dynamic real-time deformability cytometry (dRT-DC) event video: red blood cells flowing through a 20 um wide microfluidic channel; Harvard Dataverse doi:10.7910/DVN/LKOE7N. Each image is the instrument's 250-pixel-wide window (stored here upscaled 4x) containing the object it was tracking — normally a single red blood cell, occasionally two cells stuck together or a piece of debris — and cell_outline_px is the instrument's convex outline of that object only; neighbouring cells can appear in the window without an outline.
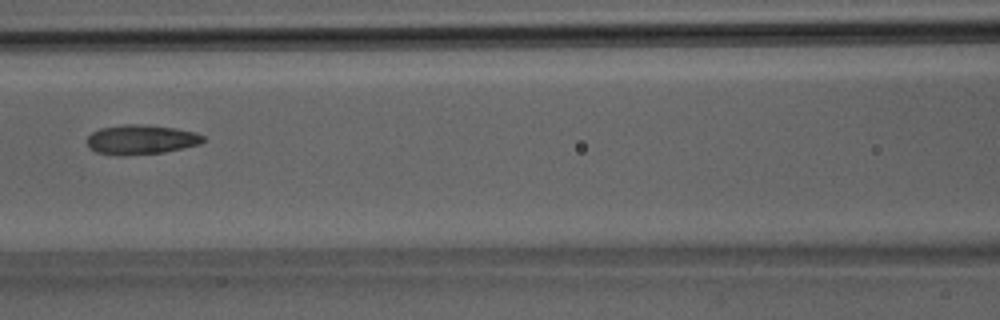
{"species": "Egyptian fruit bat (a non-hibernating species)", "species_latin": "Rousettus aegyptiacus", "temperature_condition": "room temperature", "stored_images_in_passage": 30, "camera_frame_rate_fps": 3000, "um_per_image_px": 0.085, "animal": {"sex": "male"}, "frame": {"image": 1, "passage_image": 9, "time_ms": 2.667, "image_size_px": [1000, 320], "cell_outline_px": [[204, 140], [200, 144], [164, 152], [120, 156], [96, 152], [88, 148], [88, 136], [92, 132], [100, 128], [124, 124], [140, 124], [176, 128], [196, 132], [204, 136]], "centroid_in_image_um": [11.98, 11.86], "position_along_channel_um": 154.6, "area_um2": 20.06}}
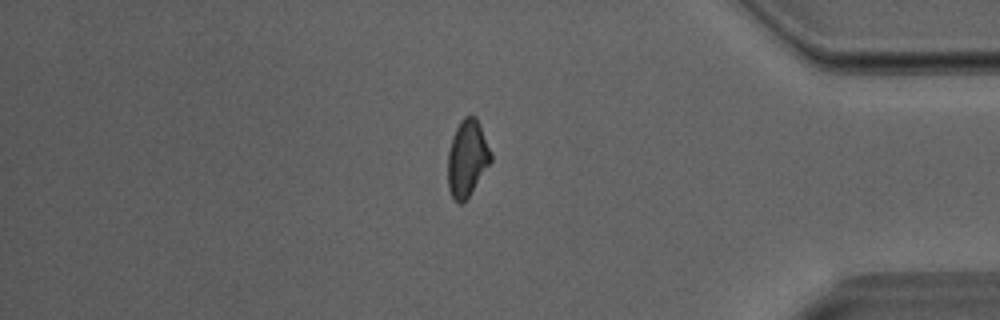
{"frame": {"image": 2, "passage_image": 24, "time_ms": 7.667, "image_size_px": [1000, 320], "cell_outline_px": [[492, 160], [468, 196], [460, 204], [456, 204], [448, 188], [448, 152], [452, 136], [460, 120], [464, 116], [476, 116], [480, 124], [492, 152]], "centroid_in_image_um": [39.71, 13.42], "position_along_channel_um": 395.5, "area_um2": 19.19}}
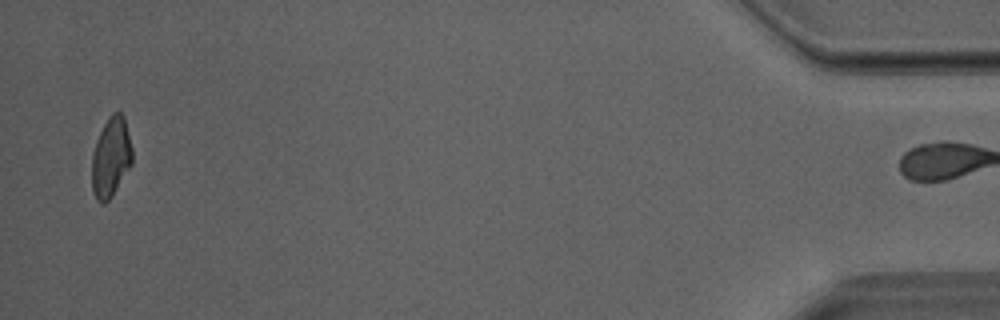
{"frame": {"image": 3, "passage_image": 29, "time_ms": 9.333, "image_size_px": [1000, 320], "cell_outline_px": [[132, 164], [112, 196], [104, 204], [96, 200], [92, 192], [92, 152], [96, 140], [108, 116], [112, 112], [120, 112], [124, 116], [132, 148]], "centroid_in_image_um": [9.42, 13.37], "position_along_channel_um": 425.8, "area_um2": 18.9}}